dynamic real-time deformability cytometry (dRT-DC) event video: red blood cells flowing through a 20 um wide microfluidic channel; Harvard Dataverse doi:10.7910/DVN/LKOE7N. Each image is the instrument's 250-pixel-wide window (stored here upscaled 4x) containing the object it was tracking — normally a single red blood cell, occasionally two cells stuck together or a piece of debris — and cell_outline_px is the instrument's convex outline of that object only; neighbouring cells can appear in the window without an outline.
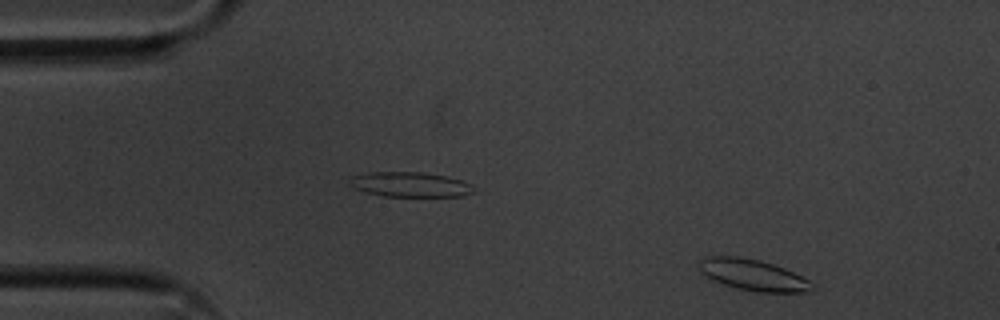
{"species": "common noctule bat (a hibernating species)", "species_latin": "Nyctalus noctula", "temperature_condition": "cold", "stored_images_in_passage": 51, "camera_frame_rate_fps": 3000, "um_per_image_px": 0.085, "animal": {"sex": "male", "body_mass_g": 20.1, "forearm_length_mm": 53.5}, "frame": {"image": 1, "passage_image": 2, "time_ms": 0.333, "image_size_px": [1000, 320], "cell_outline_px": [[816, 288], [804, 292], [756, 292], [736, 288], [712, 280], [704, 276], [700, 272], [700, 260], [704, 256], [740, 256], [760, 260], [784, 268], [816, 284]], "centroid_in_image_um": [63.99, 23.37], "position_along_channel_um": 21.0, "area_um2": 20.63}}
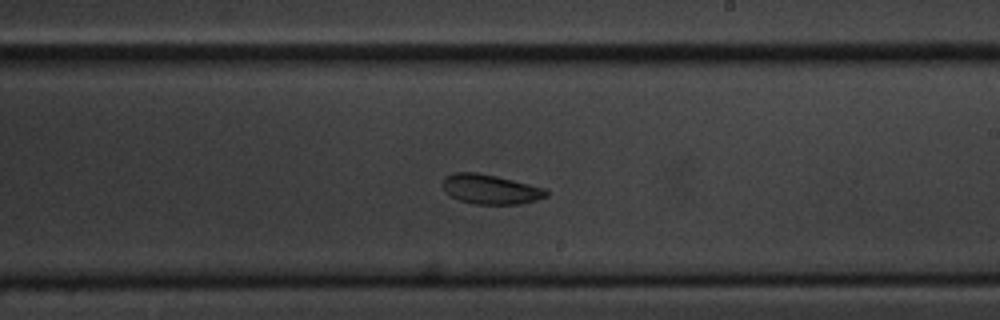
{"frame": {"image": 2, "passage_image": 28, "time_ms": 9.0, "image_size_px": [1000, 320], "cell_outline_px": [[548, 196], [536, 200], [520, 204], [476, 204], [460, 200], [444, 192], [440, 184], [444, 176], [456, 172], [476, 172], [496, 176], [548, 188]], "centroid_in_image_um": [41.68, 16.08], "position_along_channel_um": 247.3, "area_um2": 18.15}}
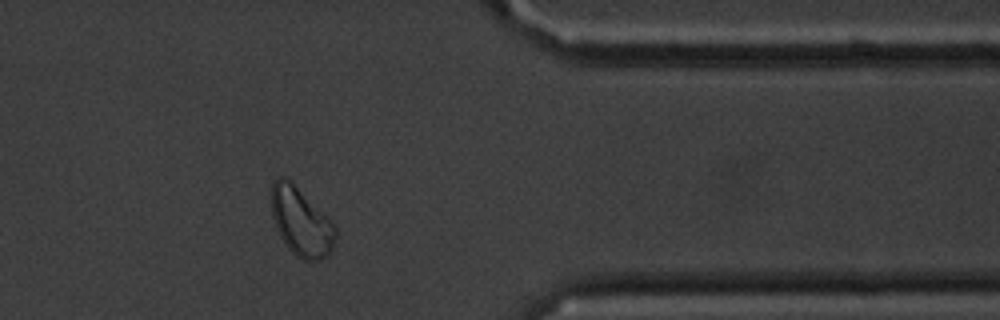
{"frame": {"image": 3, "passage_image": 41, "time_ms": 13.333, "image_size_px": [1000, 320], "cell_outline_px": [[336, 236], [332, 252], [320, 260], [304, 260], [296, 256], [288, 248], [280, 236], [276, 228], [272, 216], [272, 180], [276, 176], [284, 176], [328, 216], [336, 228]], "centroid_in_image_um": [25.6, 18.87], "position_along_channel_um": 385.8, "area_um2": 25.43}, "authors_computed_cell_mechanics": {"area_um2": 19.652, "velocity_mm_per_s": 3.5502, "shape_relaxation_time_tau1_ms": 2.7802, "shape_relaxation_time_tau2_ms": 3.3979, "deformation_change_tau1": 0.0588, "deformation_change_tau2": 0.0806}}